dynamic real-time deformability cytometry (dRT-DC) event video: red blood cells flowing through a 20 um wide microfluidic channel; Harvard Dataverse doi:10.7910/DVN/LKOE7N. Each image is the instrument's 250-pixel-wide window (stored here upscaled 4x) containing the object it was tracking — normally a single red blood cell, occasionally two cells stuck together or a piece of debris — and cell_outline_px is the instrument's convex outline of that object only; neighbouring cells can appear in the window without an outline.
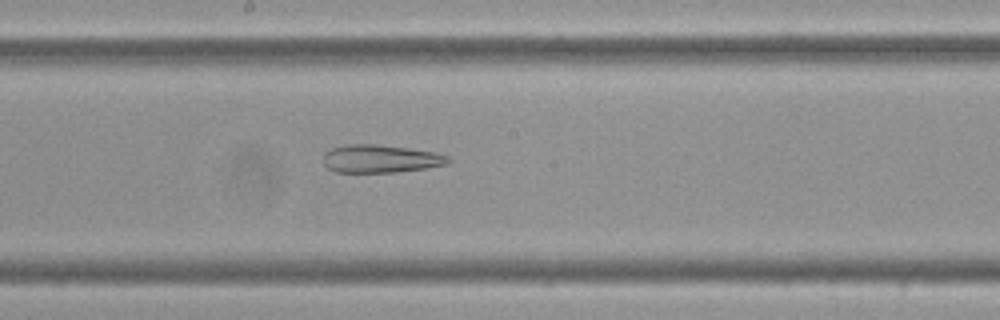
{"species": "Egyptian fruit bat (a non-hibernating species)", "species_latin": "Rousettus aegyptiacus", "temperature_condition": "cold", "stored_images_in_passage": 53, "camera_frame_rate_fps": 3000, "um_per_image_px": 0.085, "frame": {"image": 1, "passage_image": 27, "time_ms": 8.667, "image_size_px": [1000, 320], "cell_outline_px": [[452, 160], [448, 164], [424, 168], [396, 172], [336, 172], [328, 168], [324, 164], [324, 152], [332, 148], [348, 144], [376, 144], [408, 148], [436, 152], [448, 156]], "centroid_in_image_um": [32.35, 13.49], "position_along_channel_um": 215.8, "area_um2": 20.35}}
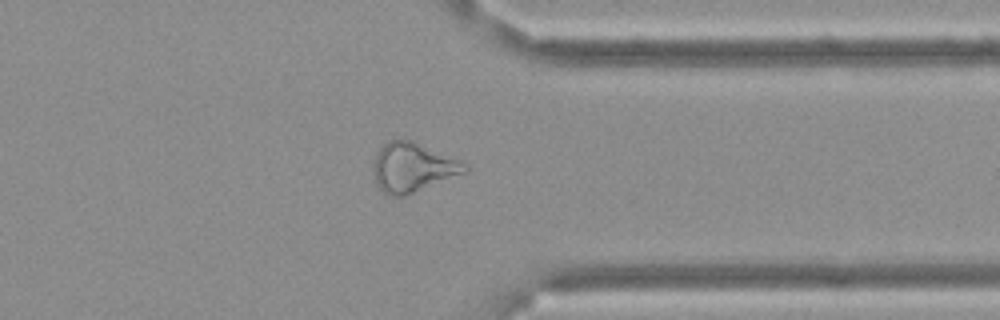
{"frame": {"image": 2, "passage_image": 41, "time_ms": 13.333, "image_size_px": [1000, 320], "cell_outline_px": [[468, 168], [464, 172], [404, 196], [388, 196], [376, 184], [372, 172], [376, 152], [388, 140], [412, 140], [460, 160], [468, 164]], "centroid_in_image_um": [35.03, 14.22], "position_along_channel_um": 376.4, "area_um2": 25.95}}
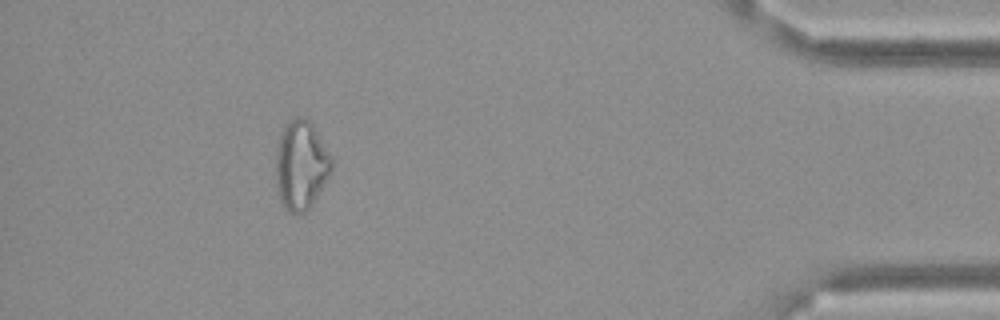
{"frame": {"image": 3, "passage_image": 48, "time_ms": 15.667, "image_size_px": [1000, 320], "cell_outline_px": [[332, 168], [324, 184], [312, 204], [304, 212], [288, 212], [280, 204], [276, 184], [276, 148], [284, 124], [296, 116], [304, 116], [312, 124], [332, 156]], "centroid_in_image_um": [25.57, 14.01], "position_along_channel_um": 409.6, "area_um2": 29.02}, "authors_computed_cell_mechanics": {"area_um2": 28.2064, "velocity_mm_per_s": 3.518, "shape_relaxation_time_tau1_ms": null, "shape_relaxation_time_tau2_ms": 9.1932, "deformation_change_tau1": null, "deformation_change_tau2": 0.2398}}